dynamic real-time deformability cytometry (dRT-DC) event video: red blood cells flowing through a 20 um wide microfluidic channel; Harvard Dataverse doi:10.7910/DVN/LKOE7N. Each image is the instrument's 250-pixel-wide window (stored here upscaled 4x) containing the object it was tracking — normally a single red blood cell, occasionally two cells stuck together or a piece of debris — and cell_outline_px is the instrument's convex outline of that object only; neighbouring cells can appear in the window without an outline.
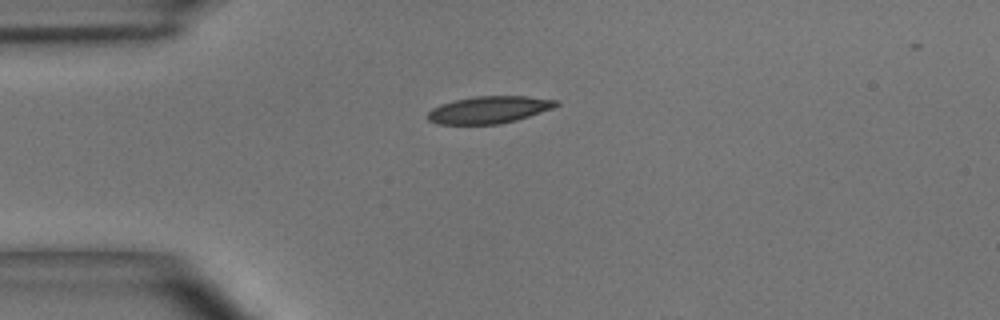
{"species": "common noctule bat (a hibernating species)", "species_latin": "Nyctalus noctula", "temperature_condition": "room temperature", "stored_images_in_passage": 3, "camera_frame_rate_fps": 3000, "um_per_image_px": 0.085, "animal": {"sex": "male", "body_mass_g": 15.6}, "frame": {"image": 1, "passage_image": 1, "time_ms": 0.0, "image_size_px": [1000, 320], "cell_outline_px": [[560, 104], [552, 108], [516, 120], [500, 124], [436, 124], [428, 120], [428, 112], [432, 108], [440, 104], [456, 100], [476, 96], [524, 96], [556, 100]], "centroid_in_image_um": [41.53, 9.33], "position_along_channel_um": 43.5, "area_um2": 20.11}}